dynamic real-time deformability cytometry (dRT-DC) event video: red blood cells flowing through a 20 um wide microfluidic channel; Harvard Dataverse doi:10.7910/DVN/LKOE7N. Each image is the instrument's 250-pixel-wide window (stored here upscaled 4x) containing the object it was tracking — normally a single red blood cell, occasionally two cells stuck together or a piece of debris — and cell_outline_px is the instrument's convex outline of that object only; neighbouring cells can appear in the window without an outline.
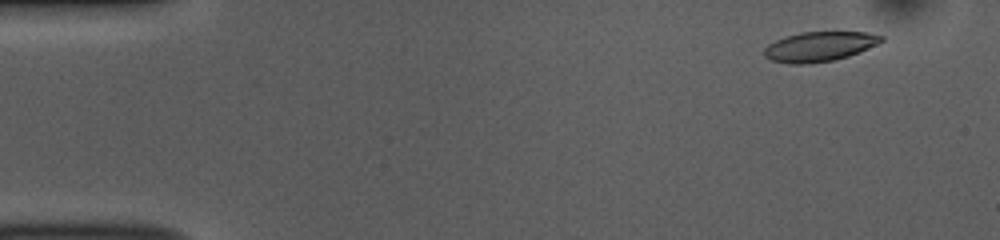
{"species": "common noctule bat (a hibernating species)", "species_latin": "Nyctalus noctula", "temperature_condition": "room temperature", "stored_images_in_passage": 49, "camera_frame_rate_fps": 3000, "um_per_image_px": 0.085, "animal": {"sex": "female", "body_mass_g": 10.0, "forearm_length_mm": 53.1}, "frame": {"image": 1, "passage_image": 1, "time_ms": 0.0, "image_size_px": [1000, 240], "cell_outline_px": [[884, 40], [876, 44], [848, 56], [832, 60], [804, 64], [788, 64], [772, 60], [764, 56], [764, 48], [768, 44], [784, 36], [800, 32], [868, 32], [884, 36]], "centroid_in_image_um": [69.61, 3.94], "position_along_channel_um": 15.4, "area_um2": 20.17}}
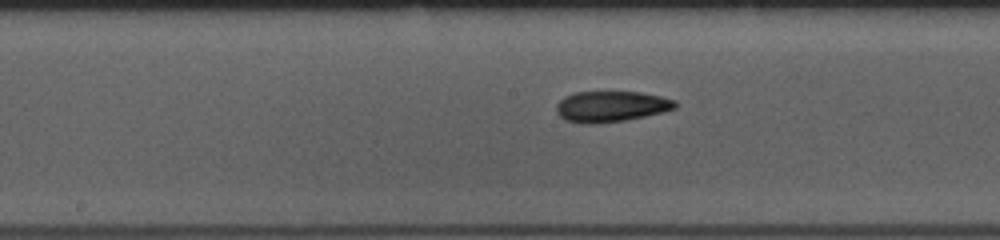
{"frame": {"image": 2, "passage_image": 23, "time_ms": 7.333, "image_size_px": [1000, 240], "cell_outline_px": [[680, 104], [676, 108], [664, 112], [624, 120], [596, 124], [584, 124], [564, 120], [556, 112], [556, 104], [564, 96], [576, 92], [640, 92], [660, 96], [676, 100]], "centroid_in_image_um": [51.95, 9.05], "position_along_channel_um": 196.3, "area_um2": 21.56}}
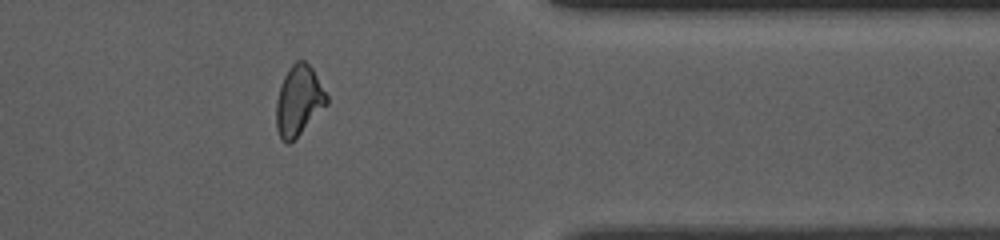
{"frame": {"image": 3, "passage_image": 39, "time_ms": 12.667, "image_size_px": [1000, 240], "cell_outline_px": [[328, 104], [296, 140], [288, 144], [280, 140], [276, 128], [276, 100], [280, 84], [288, 68], [296, 60], [304, 60], [312, 68], [328, 96]], "centroid_in_image_um": [25.38, 8.6], "position_along_channel_um": 386.0, "area_um2": 21.1}, "authors_computed_cell_mechanics": {"area_um2": 21.097, "velocity_mm_per_s": 3.8495, "shape_relaxation_time_tau1_ms": null, "shape_relaxation_time_tau2_ms": 2.9496, "deformation_change_tau1": null, "deformation_change_tau2": 0.1009}}